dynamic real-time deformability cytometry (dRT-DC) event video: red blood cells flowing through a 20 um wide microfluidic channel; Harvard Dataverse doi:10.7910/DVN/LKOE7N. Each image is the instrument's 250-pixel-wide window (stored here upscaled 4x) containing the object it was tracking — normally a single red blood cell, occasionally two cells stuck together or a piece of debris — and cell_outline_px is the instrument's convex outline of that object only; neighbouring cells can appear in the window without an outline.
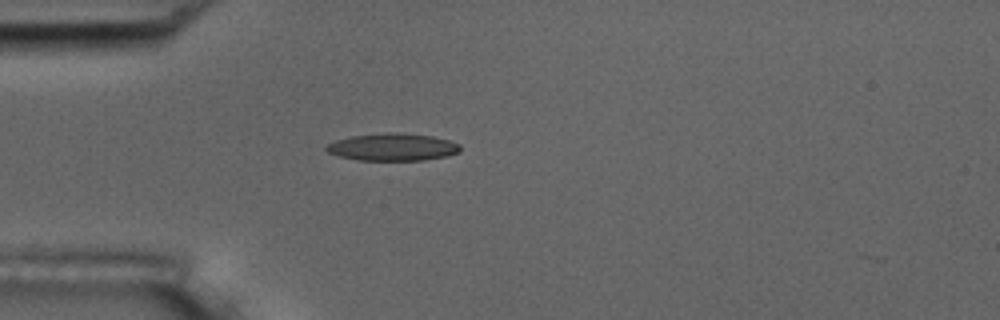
{"species": "common noctule bat (a hibernating species)", "species_latin": "Nyctalus noctula", "temperature_condition": "room temperature", "stored_images_in_passage": 2, "camera_frame_rate_fps": 3000, "um_per_image_px": 0.085, "animal": {"sex": "male", "body_mass_g": 17.5, "forearm_length_mm": 52.3}, "frame": {"image": 1, "passage_image": 1, "time_ms": 0.0, "image_size_px": [1000, 320], "cell_outline_px": [[460, 152], [448, 156], [424, 160], [356, 160], [340, 156], [328, 152], [324, 148], [328, 144], [336, 140], [352, 136], [388, 132], [396, 132], [432, 136], [448, 140], [460, 144]], "centroid_in_image_um": [33.39, 12.5], "position_along_channel_um": 51.6, "area_um2": 21.33}}